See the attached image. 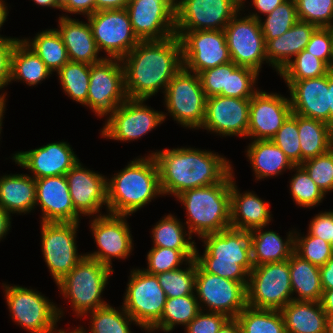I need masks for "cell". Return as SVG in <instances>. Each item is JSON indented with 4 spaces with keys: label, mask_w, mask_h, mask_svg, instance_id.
Segmentation results:
<instances>
[{
    "label": "cell",
    "mask_w": 333,
    "mask_h": 333,
    "mask_svg": "<svg viewBox=\"0 0 333 333\" xmlns=\"http://www.w3.org/2000/svg\"><path fill=\"white\" fill-rule=\"evenodd\" d=\"M121 61L127 98L148 100L160 90L164 93L183 68L181 41L177 35L140 41Z\"/></svg>",
    "instance_id": "1"
},
{
    "label": "cell",
    "mask_w": 333,
    "mask_h": 333,
    "mask_svg": "<svg viewBox=\"0 0 333 333\" xmlns=\"http://www.w3.org/2000/svg\"><path fill=\"white\" fill-rule=\"evenodd\" d=\"M204 150L181 146L149 153L157 163L164 197L220 183L234 169L226 157Z\"/></svg>",
    "instance_id": "2"
},
{
    "label": "cell",
    "mask_w": 333,
    "mask_h": 333,
    "mask_svg": "<svg viewBox=\"0 0 333 333\" xmlns=\"http://www.w3.org/2000/svg\"><path fill=\"white\" fill-rule=\"evenodd\" d=\"M112 178H107V212L131 216L163 196L153 155L138 156Z\"/></svg>",
    "instance_id": "3"
},
{
    "label": "cell",
    "mask_w": 333,
    "mask_h": 333,
    "mask_svg": "<svg viewBox=\"0 0 333 333\" xmlns=\"http://www.w3.org/2000/svg\"><path fill=\"white\" fill-rule=\"evenodd\" d=\"M201 255L195 247V260L207 273L238 282H248L253 269L249 231L232 227L201 237Z\"/></svg>",
    "instance_id": "4"
},
{
    "label": "cell",
    "mask_w": 333,
    "mask_h": 333,
    "mask_svg": "<svg viewBox=\"0 0 333 333\" xmlns=\"http://www.w3.org/2000/svg\"><path fill=\"white\" fill-rule=\"evenodd\" d=\"M232 170L220 183L189 189L176 198L186 210L187 230L200 239L209 233H219L231 227L230 202Z\"/></svg>",
    "instance_id": "5"
},
{
    "label": "cell",
    "mask_w": 333,
    "mask_h": 333,
    "mask_svg": "<svg viewBox=\"0 0 333 333\" xmlns=\"http://www.w3.org/2000/svg\"><path fill=\"white\" fill-rule=\"evenodd\" d=\"M114 269L86 255L56 286L68 299L75 316L80 319L91 311L108 304L101 296Z\"/></svg>",
    "instance_id": "6"
},
{
    "label": "cell",
    "mask_w": 333,
    "mask_h": 333,
    "mask_svg": "<svg viewBox=\"0 0 333 333\" xmlns=\"http://www.w3.org/2000/svg\"><path fill=\"white\" fill-rule=\"evenodd\" d=\"M12 320L29 333H56L64 311L36 289L2 283ZM61 318V319H60Z\"/></svg>",
    "instance_id": "7"
},
{
    "label": "cell",
    "mask_w": 333,
    "mask_h": 333,
    "mask_svg": "<svg viewBox=\"0 0 333 333\" xmlns=\"http://www.w3.org/2000/svg\"><path fill=\"white\" fill-rule=\"evenodd\" d=\"M164 95L167 113L181 127L199 130L205 119L206 96L199 75L184 67L171 79Z\"/></svg>",
    "instance_id": "8"
},
{
    "label": "cell",
    "mask_w": 333,
    "mask_h": 333,
    "mask_svg": "<svg viewBox=\"0 0 333 333\" xmlns=\"http://www.w3.org/2000/svg\"><path fill=\"white\" fill-rule=\"evenodd\" d=\"M247 306L281 310L293 300L289 261L254 266L249 273Z\"/></svg>",
    "instance_id": "9"
},
{
    "label": "cell",
    "mask_w": 333,
    "mask_h": 333,
    "mask_svg": "<svg viewBox=\"0 0 333 333\" xmlns=\"http://www.w3.org/2000/svg\"><path fill=\"white\" fill-rule=\"evenodd\" d=\"M124 293L122 306L141 330H149L160 318L166 302V294L156 275L133 268Z\"/></svg>",
    "instance_id": "10"
},
{
    "label": "cell",
    "mask_w": 333,
    "mask_h": 333,
    "mask_svg": "<svg viewBox=\"0 0 333 333\" xmlns=\"http://www.w3.org/2000/svg\"><path fill=\"white\" fill-rule=\"evenodd\" d=\"M145 99H127L109 114L101 137L120 142L138 140L160 126L168 116L146 105Z\"/></svg>",
    "instance_id": "11"
},
{
    "label": "cell",
    "mask_w": 333,
    "mask_h": 333,
    "mask_svg": "<svg viewBox=\"0 0 333 333\" xmlns=\"http://www.w3.org/2000/svg\"><path fill=\"white\" fill-rule=\"evenodd\" d=\"M80 222H41V249L55 284L85 256L78 252L77 231Z\"/></svg>",
    "instance_id": "12"
},
{
    "label": "cell",
    "mask_w": 333,
    "mask_h": 333,
    "mask_svg": "<svg viewBox=\"0 0 333 333\" xmlns=\"http://www.w3.org/2000/svg\"><path fill=\"white\" fill-rule=\"evenodd\" d=\"M247 283L207 273L196 262L195 295L202 311L236 318L247 306Z\"/></svg>",
    "instance_id": "13"
},
{
    "label": "cell",
    "mask_w": 333,
    "mask_h": 333,
    "mask_svg": "<svg viewBox=\"0 0 333 333\" xmlns=\"http://www.w3.org/2000/svg\"><path fill=\"white\" fill-rule=\"evenodd\" d=\"M127 99L124 68L120 59L104 58L91 65L87 103L84 106L103 118Z\"/></svg>",
    "instance_id": "14"
},
{
    "label": "cell",
    "mask_w": 333,
    "mask_h": 333,
    "mask_svg": "<svg viewBox=\"0 0 333 333\" xmlns=\"http://www.w3.org/2000/svg\"><path fill=\"white\" fill-rule=\"evenodd\" d=\"M86 19L99 52H105L104 58L121 60L141 41L126 9L96 11Z\"/></svg>",
    "instance_id": "15"
},
{
    "label": "cell",
    "mask_w": 333,
    "mask_h": 333,
    "mask_svg": "<svg viewBox=\"0 0 333 333\" xmlns=\"http://www.w3.org/2000/svg\"><path fill=\"white\" fill-rule=\"evenodd\" d=\"M128 215L104 213L91 217L90 232L98 250L84 253L111 269L112 259H128L133 251V236L127 222Z\"/></svg>",
    "instance_id": "16"
},
{
    "label": "cell",
    "mask_w": 333,
    "mask_h": 333,
    "mask_svg": "<svg viewBox=\"0 0 333 333\" xmlns=\"http://www.w3.org/2000/svg\"><path fill=\"white\" fill-rule=\"evenodd\" d=\"M240 14L239 11L224 29L231 60L238 66L260 73L262 64L267 63V58L259 20Z\"/></svg>",
    "instance_id": "17"
},
{
    "label": "cell",
    "mask_w": 333,
    "mask_h": 333,
    "mask_svg": "<svg viewBox=\"0 0 333 333\" xmlns=\"http://www.w3.org/2000/svg\"><path fill=\"white\" fill-rule=\"evenodd\" d=\"M175 34L182 45L183 67L189 72L199 74L232 61L224 30L175 31Z\"/></svg>",
    "instance_id": "18"
},
{
    "label": "cell",
    "mask_w": 333,
    "mask_h": 333,
    "mask_svg": "<svg viewBox=\"0 0 333 333\" xmlns=\"http://www.w3.org/2000/svg\"><path fill=\"white\" fill-rule=\"evenodd\" d=\"M239 11L241 0H180L175 31L224 30Z\"/></svg>",
    "instance_id": "19"
},
{
    "label": "cell",
    "mask_w": 333,
    "mask_h": 333,
    "mask_svg": "<svg viewBox=\"0 0 333 333\" xmlns=\"http://www.w3.org/2000/svg\"><path fill=\"white\" fill-rule=\"evenodd\" d=\"M131 25L141 41L164 40L175 34V4L171 0H129Z\"/></svg>",
    "instance_id": "20"
},
{
    "label": "cell",
    "mask_w": 333,
    "mask_h": 333,
    "mask_svg": "<svg viewBox=\"0 0 333 333\" xmlns=\"http://www.w3.org/2000/svg\"><path fill=\"white\" fill-rule=\"evenodd\" d=\"M250 99L224 97L206 98L205 119L200 129L222 137H247Z\"/></svg>",
    "instance_id": "21"
},
{
    "label": "cell",
    "mask_w": 333,
    "mask_h": 333,
    "mask_svg": "<svg viewBox=\"0 0 333 333\" xmlns=\"http://www.w3.org/2000/svg\"><path fill=\"white\" fill-rule=\"evenodd\" d=\"M292 114L289 97L259 89L250 99L247 137L251 140H271Z\"/></svg>",
    "instance_id": "22"
},
{
    "label": "cell",
    "mask_w": 333,
    "mask_h": 333,
    "mask_svg": "<svg viewBox=\"0 0 333 333\" xmlns=\"http://www.w3.org/2000/svg\"><path fill=\"white\" fill-rule=\"evenodd\" d=\"M75 210L81 216L95 217L107 212V176L84 168L80 160L65 174Z\"/></svg>",
    "instance_id": "23"
},
{
    "label": "cell",
    "mask_w": 333,
    "mask_h": 333,
    "mask_svg": "<svg viewBox=\"0 0 333 333\" xmlns=\"http://www.w3.org/2000/svg\"><path fill=\"white\" fill-rule=\"evenodd\" d=\"M11 159L21 168L29 170L35 179L65 175L80 160L64 140L28 151H17Z\"/></svg>",
    "instance_id": "24"
},
{
    "label": "cell",
    "mask_w": 333,
    "mask_h": 333,
    "mask_svg": "<svg viewBox=\"0 0 333 333\" xmlns=\"http://www.w3.org/2000/svg\"><path fill=\"white\" fill-rule=\"evenodd\" d=\"M36 205L41 209L40 222H80L65 175L35 179Z\"/></svg>",
    "instance_id": "25"
},
{
    "label": "cell",
    "mask_w": 333,
    "mask_h": 333,
    "mask_svg": "<svg viewBox=\"0 0 333 333\" xmlns=\"http://www.w3.org/2000/svg\"><path fill=\"white\" fill-rule=\"evenodd\" d=\"M287 84L292 113L330 125L328 74Z\"/></svg>",
    "instance_id": "26"
},
{
    "label": "cell",
    "mask_w": 333,
    "mask_h": 333,
    "mask_svg": "<svg viewBox=\"0 0 333 333\" xmlns=\"http://www.w3.org/2000/svg\"><path fill=\"white\" fill-rule=\"evenodd\" d=\"M56 30L62 37L69 61L92 65L104 59V55L98 56L100 53L88 20L83 22L63 14L59 16Z\"/></svg>",
    "instance_id": "27"
},
{
    "label": "cell",
    "mask_w": 333,
    "mask_h": 333,
    "mask_svg": "<svg viewBox=\"0 0 333 333\" xmlns=\"http://www.w3.org/2000/svg\"><path fill=\"white\" fill-rule=\"evenodd\" d=\"M235 178L231 182L230 222L231 227L251 231L266 227L273 219L269 202L254 191L240 192Z\"/></svg>",
    "instance_id": "28"
},
{
    "label": "cell",
    "mask_w": 333,
    "mask_h": 333,
    "mask_svg": "<svg viewBox=\"0 0 333 333\" xmlns=\"http://www.w3.org/2000/svg\"><path fill=\"white\" fill-rule=\"evenodd\" d=\"M318 27L298 20L288 31L269 40L266 46L267 64L279 74L285 66L305 48Z\"/></svg>",
    "instance_id": "29"
},
{
    "label": "cell",
    "mask_w": 333,
    "mask_h": 333,
    "mask_svg": "<svg viewBox=\"0 0 333 333\" xmlns=\"http://www.w3.org/2000/svg\"><path fill=\"white\" fill-rule=\"evenodd\" d=\"M35 205V178L27 173L0 176V207L10 215H25L34 211Z\"/></svg>",
    "instance_id": "30"
},
{
    "label": "cell",
    "mask_w": 333,
    "mask_h": 333,
    "mask_svg": "<svg viewBox=\"0 0 333 333\" xmlns=\"http://www.w3.org/2000/svg\"><path fill=\"white\" fill-rule=\"evenodd\" d=\"M260 227L249 231L254 266L288 260L294 252L295 229L285 239L273 230ZM265 231H264V230Z\"/></svg>",
    "instance_id": "31"
},
{
    "label": "cell",
    "mask_w": 333,
    "mask_h": 333,
    "mask_svg": "<svg viewBox=\"0 0 333 333\" xmlns=\"http://www.w3.org/2000/svg\"><path fill=\"white\" fill-rule=\"evenodd\" d=\"M245 153L257 181L278 177L295 166L272 140H252Z\"/></svg>",
    "instance_id": "32"
},
{
    "label": "cell",
    "mask_w": 333,
    "mask_h": 333,
    "mask_svg": "<svg viewBox=\"0 0 333 333\" xmlns=\"http://www.w3.org/2000/svg\"><path fill=\"white\" fill-rule=\"evenodd\" d=\"M280 311L286 333H326L327 314L320 302L292 300Z\"/></svg>",
    "instance_id": "33"
},
{
    "label": "cell",
    "mask_w": 333,
    "mask_h": 333,
    "mask_svg": "<svg viewBox=\"0 0 333 333\" xmlns=\"http://www.w3.org/2000/svg\"><path fill=\"white\" fill-rule=\"evenodd\" d=\"M293 300L320 302L323 288L320 269L293 252L288 259Z\"/></svg>",
    "instance_id": "34"
},
{
    "label": "cell",
    "mask_w": 333,
    "mask_h": 333,
    "mask_svg": "<svg viewBox=\"0 0 333 333\" xmlns=\"http://www.w3.org/2000/svg\"><path fill=\"white\" fill-rule=\"evenodd\" d=\"M52 73L43 61L19 39L11 53L10 81H21L28 86L40 84Z\"/></svg>",
    "instance_id": "35"
},
{
    "label": "cell",
    "mask_w": 333,
    "mask_h": 333,
    "mask_svg": "<svg viewBox=\"0 0 333 333\" xmlns=\"http://www.w3.org/2000/svg\"><path fill=\"white\" fill-rule=\"evenodd\" d=\"M301 164L333 148V128L326 122L298 115Z\"/></svg>",
    "instance_id": "36"
},
{
    "label": "cell",
    "mask_w": 333,
    "mask_h": 333,
    "mask_svg": "<svg viewBox=\"0 0 333 333\" xmlns=\"http://www.w3.org/2000/svg\"><path fill=\"white\" fill-rule=\"evenodd\" d=\"M46 65L51 73L58 72L69 62L66 47L56 28L46 29L33 38L21 39Z\"/></svg>",
    "instance_id": "37"
},
{
    "label": "cell",
    "mask_w": 333,
    "mask_h": 333,
    "mask_svg": "<svg viewBox=\"0 0 333 333\" xmlns=\"http://www.w3.org/2000/svg\"><path fill=\"white\" fill-rule=\"evenodd\" d=\"M200 306L195 293L186 296L166 298L161 318L147 332L163 331L169 333L175 326L186 327L200 312Z\"/></svg>",
    "instance_id": "38"
},
{
    "label": "cell",
    "mask_w": 333,
    "mask_h": 333,
    "mask_svg": "<svg viewBox=\"0 0 333 333\" xmlns=\"http://www.w3.org/2000/svg\"><path fill=\"white\" fill-rule=\"evenodd\" d=\"M85 316L90 318V324H88L90 329L86 331L82 325L76 327L80 333H133L130 328L131 324L139 326L123 306L117 310V307L115 308L109 303L88 312Z\"/></svg>",
    "instance_id": "39"
},
{
    "label": "cell",
    "mask_w": 333,
    "mask_h": 333,
    "mask_svg": "<svg viewBox=\"0 0 333 333\" xmlns=\"http://www.w3.org/2000/svg\"><path fill=\"white\" fill-rule=\"evenodd\" d=\"M151 229L150 235L153 247H166L171 249H195L196 243L192 235L177 216L164 215ZM186 228V229H185Z\"/></svg>",
    "instance_id": "40"
},
{
    "label": "cell",
    "mask_w": 333,
    "mask_h": 333,
    "mask_svg": "<svg viewBox=\"0 0 333 333\" xmlns=\"http://www.w3.org/2000/svg\"><path fill=\"white\" fill-rule=\"evenodd\" d=\"M241 333H286L280 310L246 306L236 317Z\"/></svg>",
    "instance_id": "41"
},
{
    "label": "cell",
    "mask_w": 333,
    "mask_h": 333,
    "mask_svg": "<svg viewBox=\"0 0 333 333\" xmlns=\"http://www.w3.org/2000/svg\"><path fill=\"white\" fill-rule=\"evenodd\" d=\"M90 69V64L69 61L57 72L64 94L83 106L87 103Z\"/></svg>",
    "instance_id": "42"
},
{
    "label": "cell",
    "mask_w": 333,
    "mask_h": 333,
    "mask_svg": "<svg viewBox=\"0 0 333 333\" xmlns=\"http://www.w3.org/2000/svg\"><path fill=\"white\" fill-rule=\"evenodd\" d=\"M191 259H195V249L152 247L146 256L148 266L142 269L149 274L157 275L179 269Z\"/></svg>",
    "instance_id": "43"
},
{
    "label": "cell",
    "mask_w": 333,
    "mask_h": 333,
    "mask_svg": "<svg viewBox=\"0 0 333 333\" xmlns=\"http://www.w3.org/2000/svg\"><path fill=\"white\" fill-rule=\"evenodd\" d=\"M289 182L290 195L294 204L301 208H314L325 199V194L310 178L309 174L301 165H295Z\"/></svg>",
    "instance_id": "44"
},
{
    "label": "cell",
    "mask_w": 333,
    "mask_h": 333,
    "mask_svg": "<svg viewBox=\"0 0 333 333\" xmlns=\"http://www.w3.org/2000/svg\"><path fill=\"white\" fill-rule=\"evenodd\" d=\"M185 267L156 275L159 285L166 294V298L186 296L195 293L196 260L191 259Z\"/></svg>",
    "instance_id": "45"
},
{
    "label": "cell",
    "mask_w": 333,
    "mask_h": 333,
    "mask_svg": "<svg viewBox=\"0 0 333 333\" xmlns=\"http://www.w3.org/2000/svg\"><path fill=\"white\" fill-rule=\"evenodd\" d=\"M332 69L305 49L298 53L279 73L284 81H300L328 74Z\"/></svg>",
    "instance_id": "46"
},
{
    "label": "cell",
    "mask_w": 333,
    "mask_h": 333,
    "mask_svg": "<svg viewBox=\"0 0 333 333\" xmlns=\"http://www.w3.org/2000/svg\"><path fill=\"white\" fill-rule=\"evenodd\" d=\"M265 17L259 19V23L266 44L269 40L284 34L298 21L295 0L283 1Z\"/></svg>",
    "instance_id": "47"
},
{
    "label": "cell",
    "mask_w": 333,
    "mask_h": 333,
    "mask_svg": "<svg viewBox=\"0 0 333 333\" xmlns=\"http://www.w3.org/2000/svg\"><path fill=\"white\" fill-rule=\"evenodd\" d=\"M294 252L301 258L318 267L323 266L332 256L333 252L329 242L320 237L312 236L309 232L302 236L295 229Z\"/></svg>",
    "instance_id": "48"
},
{
    "label": "cell",
    "mask_w": 333,
    "mask_h": 333,
    "mask_svg": "<svg viewBox=\"0 0 333 333\" xmlns=\"http://www.w3.org/2000/svg\"><path fill=\"white\" fill-rule=\"evenodd\" d=\"M298 20L321 28L333 27V0H295Z\"/></svg>",
    "instance_id": "49"
},
{
    "label": "cell",
    "mask_w": 333,
    "mask_h": 333,
    "mask_svg": "<svg viewBox=\"0 0 333 333\" xmlns=\"http://www.w3.org/2000/svg\"><path fill=\"white\" fill-rule=\"evenodd\" d=\"M271 140L286 154L294 165H301L297 114L292 113Z\"/></svg>",
    "instance_id": "50"
},
{
    "label": "cell",
    "mask_w": 333,
    "mask_h": 333,
    "mask_svg": "<svg viewBox=\"0 0 333 333\" xmlns=\"http://www.w3.org/2000/svg\"><path fill=\"white\" fill-rule=\"evenodd\" d=\"M239 66L233 61L200 72L199 78L206 98L220 95L228 97L229 74Z\"/></svg>",
    "instance_id": "51"
},
{
    "label": "cell",
    "mask_w": 333,
    "mask_h": 333,
    "mask_svg": "<svg viewBox=\"0 0 333 333\" xmlns=\"http://www.w3.org/2000/svg\"><path fill=\"white\" fill-rule=\"evenodd\" d=\"M301 166L325 195L333 191V148L304 161Z\"/></svg>",
    "instance_id": "52"
},
{
    "label": "cell",
    "mask_w": 333,
    "mask_h": 333,
    "mask_svg": "<svg viewBox=\"0 0 333 333\" xmlns=\"http://www.w3.org/2000/svg\"><path fill=\"white\" fill-rule=\"evenodd\" d=\"M259 73L247 67L239 66L232 74H229L228 97L239 99H251L259 90L256 87Z\"/></svg>",
    "instance_id": "53"
},
{
    "label": "cell",
    "mask_w": 333,
    "mask_h": 333,
    "mask_svg": "<svg viewBox=\"0 0 333 333\" xmlns=\"http://www.w3.org/2000/svg\"><path fill=\"white\" fill-rule=\"evenodd\" d=\"M305 50L333 69L332 27H318L313 32Z\"/></svg>",
    "instance_id": "54"
},
{
    "label": "cell",
    "mask_w": 333,
    "mask_h": 333,
    "mask_svg": "<svg viewBox=\"0 0 333 333\" xmlns=\"http://www.w3.org/2000/svg\"><path fill=\"white\" fill-rule=\"evenodd\" d=\"M229 319L224 314L200 311L184 328L186 333H217Z\"/></svg>",
    "instance_id": "55"
},
{
    "label": "cell",
    "mask_w": 333,
    "mask_h": 333,
    "mask_svg": "<svg viewBox=\"0 0 333 333\" xmlns=\"http://www.w3.org/2000/svg\"><path fill=\"white\" fill-rule=\"evenodd\" d=\"M20 38H7L0 39V90L9 85L10 81V66H11V53ZM7 93H0V98L6 99Z\"/></svg>",
    "instance_id": "56"
},
{
    "label": "cell",
    "mask_w": 333,
    "mask_h": 333,
    "mask_svg": "<svg viewBox=\"0 0 333 333\" xmlns=\"http://www.w3.org/2000/svg\"><path fill=\"white\" fill-rule=\"evenodd\" d=\"M308 232L315 237H320L324 241L331 242L333 232V209L330 211H320L308 224Z\"/></svg>",
    "instance_id": "57"
},
{
    "label": "cell",
    "mask_w": 333,
    "mask_h": 333,
    "mask_svg": "<svg viewBox=\"0 0 333 333\" xmlns=\"http://www.w3.org/2000/svg\"><path fill=\"white\" fill-rule=\"evenodd\" d=\"M283 1L285 0H251V3L249 5L253 6L252 8L255 10L254 12H249L248 15L252 18H255L256 20H259L261 18V14L263 16L270 14L277 6H279ZM245 2L246 0H241V11L245 12ZM257 11V12H256Z\"/></svg>",
    "instance_id": "58"
},
{
    "label": "cell",
    "mask_w": 333,
    "mask_h": 333,
    "mask_svg": "<svg viewBox=\"0 0 333 333\" xmlns=\"http://www.w3.org/2000/svg\"><path fill=\"white\" fill-rule=\"evenodd\" d=\"M61 11L88 17L95 12V0H67L61 6Z\"/></svg>",
    "instance_id": "59"
},
{
    "label": "cell",
    "mask_w": 333,
    "mask_h": 333,
    "mask_svg": "<svg viewBox=\"0 0 333 333\" xmlns=\"http://www.w3.org/2000/svg\"><path fill=\"white\" fill-rule=\"evenodd\" d=\"M319 269L323 290L333 289V256Z\"/></svg>",
    "instance_id": "60"
},
{
    "label": "cell",
    "mask_w": 333,
    "mask_h": 333,
    "mask_svg": "<svg viewBox=\"0 0 333 333\" xmlns=\"http://www.w3.org/2000/svg\"><path fill=\"white\" fill-rule=\"evenodd\" d=\"M129 0H95V12L126 9Z\"/></svg>",
    "instance_id": "61"
},
{
    "label": "cell",
    "mask_w": 333,
    "mask_h": 333,
    "mask_svg": "<svg viewBox=\"0 0 333 333\" xmlns=\"http://www.w3.org/2000/svg\"><path fill=\"white\" fill-rule=\"evenodd\" d=\"M12 215L0 207V241L6 237L8 231L11 230Z\"/></svg>",
    "instance_id": "62"
},
{
    "label": "cell",
    "mask_w": 333,
    "mask_h": 333,
    "mask_svg": "<svg viewBox=\"0 0 333 333\" xmlns=\"http://www.w3.org/2000/svg\"><path fill=\"white\" fill-rule=\"evenodd\" d=\"M320 304L327 315L333 314V289L323 290Z\"/></svg>",
    "instance_id": "63"
},
{
    "label": "cell",
    "mask_w": 333,
    "mask_h": 333,
    "mask_svg": "<svg viewBox=\"0 0 333 333\" xmlns=\"http://www.w3.org/2000/svg\"><path fill=\"white\" fill-rule=\"evenodd\" d=\"M217 333H241V327L236 318H229Z\"/></svg>",
    "instance_id": "64"
},
{
    "label": "cell",
    "mask_w": 333,
    "mask_h": 333,
    "mask_svg": "<svg viewBox=\"0 0 333 333\" xmlns=\"http://www.w3.org/2000/svg\"><path fill=\"white\" fill-rule=\"evenodd\" d=\"M330 126L333 128V69L328 73Z\"/></svg>",
    "instance_id": "65"
},
{
    "label": "cell",
    "mask_w": 333,
    "mask_h": 333,
    "mask_svg": "<svg viewBox=\"0 0 333 333\" xmlns=\"http://www.w3.org/2000/svg\"><path fill=\"white\" fill-rule=\"evenodd\" d=\"M8 3L5 2V0H0V30H1V27L4 25L6 19H7V16L9 14V11H8V6H7ZM7 38H13V37H7L4 35L2 36L0 34V39H7Z\"/></svg>",
    "instance_id": "66"
},
{
    "label": "cell",
    "mask_w": 333,
    "mask_h": 333,
    "mask_svg": "<svg viewBox=\"0 0 333 333\" xmlns=\"http://www.w3.org/2000/svg\"><path fill=\"white\" fill-rule=\"evenodd\" d=\"M35 4L38 6L42 7H52L54 9H60L61 11V6L57 3L56 0H32Z\"/></svg>",
    "instance_id": "67"
},
{
    "label": "cell",
    "mask_w": 333,
    "mask_h": 333,
    "mask_svg": "<svg viewBox=\"0 0 333 333\" xmlns=\"http://www.w3.org/2000/svg\"><path fill=\"white\" fill-rule=\"evenodd\" d=\"M6 100L3 98H0V137H1V132H2V126H3V118H5L4 113L6 109ZM4 116V117H3ZM1 139V138H0Z\"/></svg>",
    "instance_id": "68"
},
{
    "label": "cell",
    "mask_w": 333,
    "mask_h": 333,
    "mask_svg": "<svg viewBox=\"0 0 333 333\" xmlns=\"http://www.w3.org/2000/svg\"><path fill=\"white\" fill-rule=\"evenodd\" d=\"M326 333H333V314L327 315Z\"/></svg>",
    "instance_id": "69"
},
{
    "label": "cell",
    "mask_w": 333,
    "mask_h": 333,
    "mask_svg": "<svg viewBox=\"0 0 333 333\" xmlns=\"http://www.w3.org/2000/svg\"><path fill=\"white\" fill-rule=\"evenodd\" d=\"M56 333H80V331H79L77 328L72 329V330L69 328L68 331L65 330V329H60V330L57 331Z\"/></svg>",
    "instance_id": "70"
},
{
    "label": "cell",
    "mask_w": 333,
    "mask_h": 333,
    "mask_svg": "<svg viewBox=\"0 0 333 333\" xmlns=\"http://www.w3.org/2000/svg\"><path fill=\"white\" fill-rule=\"evenodd\" d=\"M57 3L62 6L67 0H56Z\"/></svg>",
    "instance_id": "71"
},
{
    "label": "cell",
    "mask_w": 333,
    "mask_h": 333,
    "mask_svg": "<svg viewBox=\"0 0 333 333\" xmlns=\"http://www.w3.org/2000/svg\"><path fill=\"white\" fill-rule=\"evenodd\" d=\"M330 245H331V249H332V252H333V232H332V240L330 242Z\"/></svg>",
    "instance_id": "72"
},
{
    "label": "cell",
    "mask_w": 333,
    "mask_h": 333,
    "mask_svg": "<svg viewBox=\"0 0 333 333\" xmlns=\"http://www.w3.org/2000/svg\"><path fill=\"white\" fill-rule=\"evenodd\" d=\"M175 5L180 1V0H171Z\"/></svg>",
    "instance_id": "73"
},
{
    "label": "cell",
    "mask_w": 333,
    "mask_h": 333,
    "mask_svg": "<svg viewBox=\"0 0 333 333\" xmlns=\"http://www.w3.org/2000/svg\"><path fill=\"white\" fill-rule=\"evenodd\" d=\"M332 45H333V27H332Z\"/></svg>",
    "instance_id": "74"
}]
</instances>
